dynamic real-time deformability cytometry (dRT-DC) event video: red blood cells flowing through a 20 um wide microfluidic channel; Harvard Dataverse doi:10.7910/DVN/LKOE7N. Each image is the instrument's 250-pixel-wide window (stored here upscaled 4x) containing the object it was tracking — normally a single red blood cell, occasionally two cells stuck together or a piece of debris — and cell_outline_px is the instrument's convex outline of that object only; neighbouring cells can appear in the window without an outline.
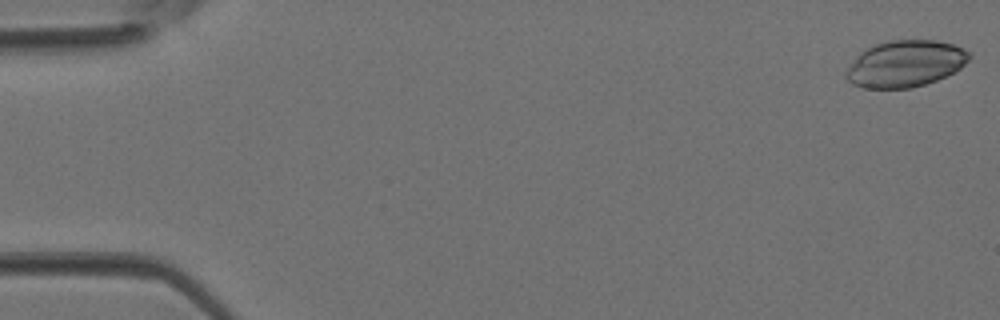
{"species": "Egyptian fruit bat (a non-hibernating species)", "species_latin": "Rousettus aegyptiacus", "temperature_condition": "room temperature", "stored_images_in_passage": 4, "camera_frame_rate_fps": 3000, "um_per_image_px": 0.085, "animal": {"sex": "female"}, "frame": {"image": 1, "passage_image": 1, "time_ms": 0.0, "image_size_px": [1000, 320], "cell_outline_px": [[972, 56], [960, 68], [936, 80], [912, 88], [864, 88], [852, 84], [844, 76], [844, 72], [856, 56], [860, 52], [876, 44], [888, 40], [936, 40], [952, 44], [964, 48]], "centroid_in_image_um": [76.92, 5.41], "position_along_channel_um": 8.1, "area_um2": 33.35}}